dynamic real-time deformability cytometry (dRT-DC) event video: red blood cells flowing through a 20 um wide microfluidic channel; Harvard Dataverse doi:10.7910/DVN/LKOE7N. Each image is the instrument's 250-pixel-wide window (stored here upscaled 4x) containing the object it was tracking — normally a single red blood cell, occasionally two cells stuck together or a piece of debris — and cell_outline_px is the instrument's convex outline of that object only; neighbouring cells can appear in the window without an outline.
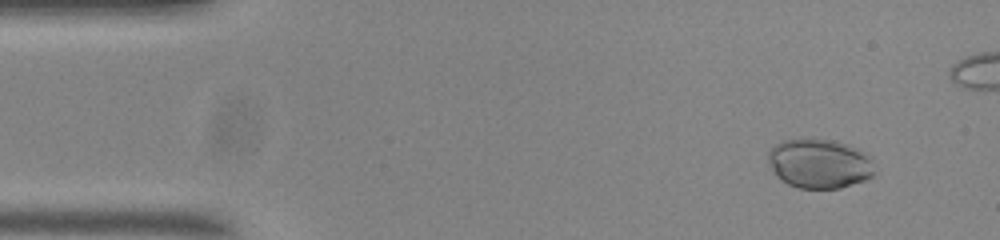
{"species": "common noctule bat (a hibernating species)", "species_latin": "Nyctalus noctula", "temperature_condition": "room temperature", "stored_images_in_passage": 48, "camera_frame_rate_fps": 3000, "um_per_image_px": 0.085, "animal": {"sex": "male", "body_mass_g": 20.0, "forearm_length_mm": 53.3}, "frame": {"image": 1, "passage_image": 5, "time_ms": 1.333, "image_size_px": [1000, 240], "cell_outline_px": [[876, 172], [872, 176], [864, 180], [840, 188], [796, 188], [780, 180], [776, 176], [768, 160], [768, 152], [776, 144], [784, 140], [800, 136], [812, 136], [836, 140], [860, 148], [872, 156]], "centroid_in_image_um": [69.68, 13.85], "position_along_channel_um": 15.3, "area_um2": 31.79}}
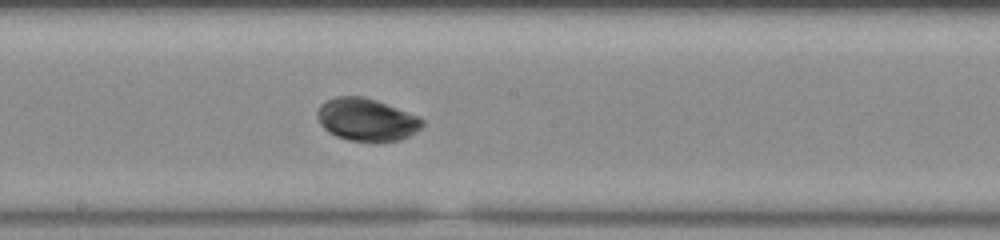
{"frame": {"image": 2, "passage_image": 29, "time_ms": 9.333, "image_size_px": [1000, 240], "cell_outline_px": [[424, 124], [420, 128], [408, 136], [400, 140], [348, 140], [336, 136], [328, 132], [320, 124], [316, 116], [316, 112], [320, 104], [336, 96], [364, 96], [376, 100], [420, 116], [424, 120]], "centroid_in_image_um": [31.14, 10.14], "position_along_channel_um": 217.1, "area_um2": 25.89}}
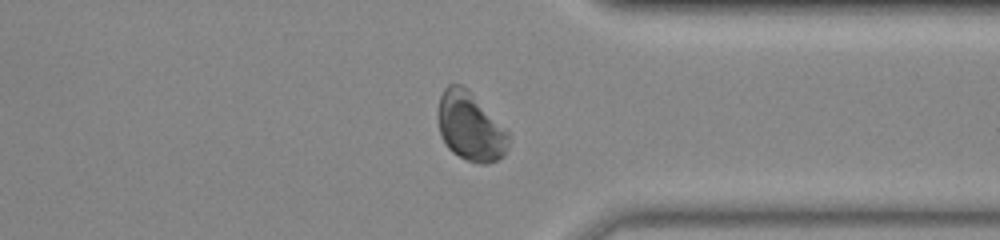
{"frame": {"image": 3, "passage_image": 42, "time_ms": 13.667, "image_size_px": [1000, 240], "cell_outline_px": [[508, 148], [504, 156], [488, 164], [476, 164], [452, 152], [444, 144], [440, 136], [436, 116], [440, 96], [444, 88], [448, 84], [460, 84], [508, 132]], "centroid_in_image_um": [39.92, 10.82], "position_along_channel_um": 371.5, "area_um2": 27.8}}